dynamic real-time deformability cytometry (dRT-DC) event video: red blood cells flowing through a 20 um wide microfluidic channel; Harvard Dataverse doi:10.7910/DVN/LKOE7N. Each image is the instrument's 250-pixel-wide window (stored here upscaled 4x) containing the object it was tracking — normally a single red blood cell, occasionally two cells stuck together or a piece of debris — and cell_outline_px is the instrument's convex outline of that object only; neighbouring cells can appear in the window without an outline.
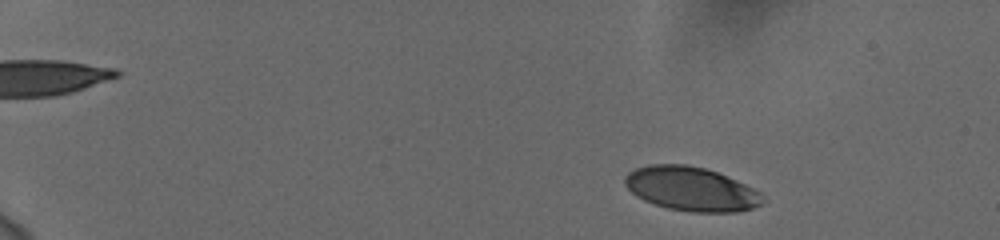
{"species": "human", "species_latin": "Homo sapiens", "temperature_condition": "cold", "stored_images_in_passage": 52, "camera_frame_rate_fps": 3000, "um_per_image_px": 0.085, "donor": {"sex": "female"}, "frame": {"image": 1, "passage_image": 4, "time_ms": 1.0, "image_size_px": [1000, 240], "cell_outline_px": [[764, 200], [760, 204], [752, 208], [736, 212], [692, 212], [668, 208], [644, 200], [636, 196], [624, 184], [624, 176], [628, 172], [636, 168], [648, 164], [684, 164], [704, 168], [716, 172], [736, 180], [760, 192], [764, 196]], "centroid_in_image_um": [58.72, 16.05], "position_along_channel_um": 26.3, "area_um2": 35.2}}
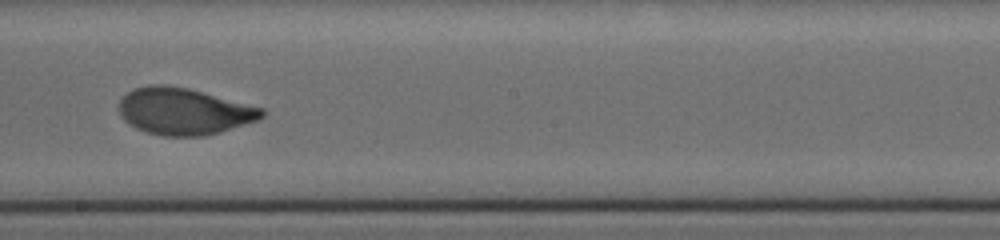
{"frame": {"image": 2, "passage_image": 31, "time_ms": 10.0, "image_size_px": [1000, 240], "cell_outline_px": [[264, 116], [260, 120], [220, 132], [204, 136], [164, 136], [148, 132], [136, 128], [128, 124], [120, 116], [120, 100], [128, 92], [136, 88], [148, 84], [168, 84], [188, 88], [264, 108]], "centroid_in_image_um": [15.65, 9.46], "position_along_channel_um": 232.6, "area_um2": 39.02}}
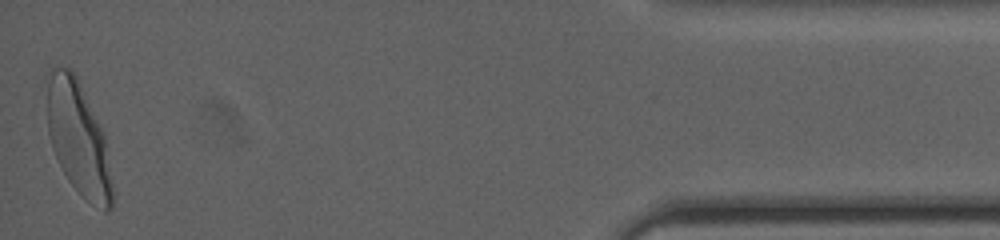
{"frame": {"image": 3, "passage_image": 52, "time_ms": 17.0, "image_size_px": [1000, 240], "cell_outline_px": [[112, 208], [108, 212], [104, 212], [84, 200], [80, 196], [68, 180], [52, 148], [48, 132], [44, 76], [52, 68], [68, 68], [76, 76], [104, 132], [112, 184]], "centroid_in_image_um": [6.62, 11.77], "position_along_channel_um": 428.6, "area_um2": 43.64}, "authors_computed_cell_mechanics": {"area_um2": 38.6971, "velocity_mm_per_s": 3.7337, "shape_relaxation_time_tau1_ms": 3.5307, "shape_relaxation_time_tau2_ms": null, "deformation_change_tau1": 0.1651, "deformation_change_tau2": null}}